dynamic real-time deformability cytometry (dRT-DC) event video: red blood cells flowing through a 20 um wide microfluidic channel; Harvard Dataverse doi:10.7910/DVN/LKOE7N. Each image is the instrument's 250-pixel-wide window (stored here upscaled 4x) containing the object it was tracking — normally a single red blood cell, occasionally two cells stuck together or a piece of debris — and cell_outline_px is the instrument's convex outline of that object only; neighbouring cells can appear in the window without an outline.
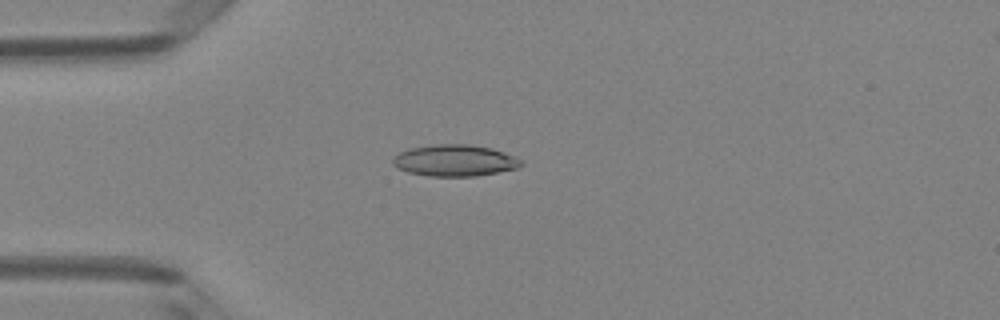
{"species": "Egyptian fruit bat (a non-hibernating species)", "species_latin": "Rousettus aegyptiacus", "temperature_condition": "room temperature", "stored_images_in_passage": 48, "camera_frame_rate_fps": 3000, "um_per_image_px": 0.085, "animal": {"sex": "female"}, "frame": {"image": 1, "passage_image": 12, "time_ms": 3.667, "image_size_px": [1000, 320], "cell_outline_px": [[524, 164], [516, 168], [476, 176], [428, 176], [408, 172], [392, 164], [392, 160], [400, 152], [408, 148], [436, 144], [468, 144], [492, 148], [512, 156], [520, 160]], "centroid_in_image_um": [38.62, 13.64], "position_along_channel_um": 46.4, "area_um2": 23.29}}
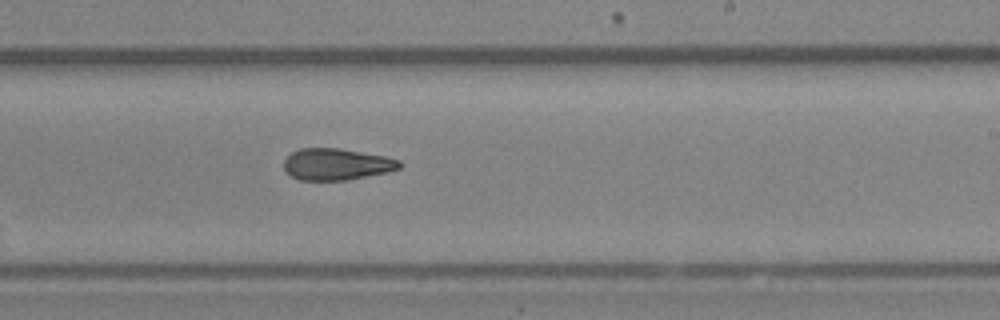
{"frame": {"image": 2, "passage_image": 29, "time_ms": 9.333, "image_size_px": [1000, 320], "cell_outline_px": [[404, 164], [400, 168], [388, 172], [344, 180], [300, 180], [292, 176], [284, 168], [284, 160], [292, 152], [300, 148], [340, 148], [384, 156], [400, 160]], "centroid_in_image_um": [28.63, 13.95], "position_along_channel_um": 260.4, "area_um2": 21.21}}
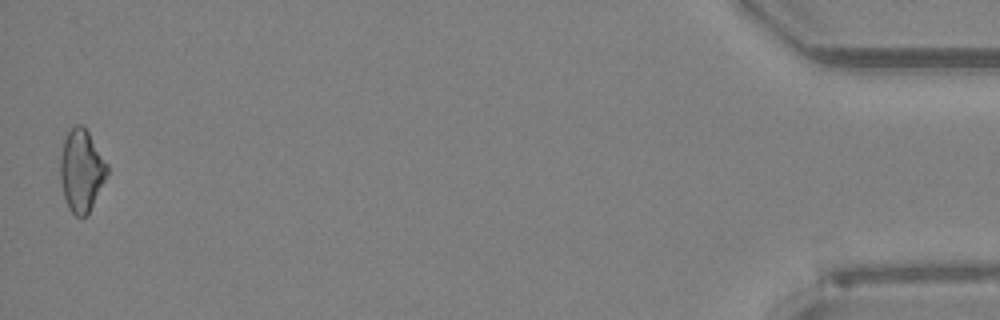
{"frame": {"image": 3, "passage_image": 48, "time_ms": 15.667, "image_size_px": [1000, 320], "cell_outline_px": [[108, 176], [88, 212], [84, 216], [76, 216], [68, 208], [64, 196], [60, 180], [60, 156], [64, 140], [68, 132], [76, 124], [84, 124], [108, 164]], "centroid_in_image_um": [6.93, 14.46], "position_along_channel_um": 428.3, "area_um2": 22.48}, "authors_computed_cell_mechanics": {"area_um2": 22.0507, "velocity_mm_per_s": 4.0894, "shape_relaxation_time_tau1_ms": null, "shape_relaxation_time_tau2_ms": 4.2705, "deformation_change_tau1": null, "deformation_change_tau2": 0.1306}}